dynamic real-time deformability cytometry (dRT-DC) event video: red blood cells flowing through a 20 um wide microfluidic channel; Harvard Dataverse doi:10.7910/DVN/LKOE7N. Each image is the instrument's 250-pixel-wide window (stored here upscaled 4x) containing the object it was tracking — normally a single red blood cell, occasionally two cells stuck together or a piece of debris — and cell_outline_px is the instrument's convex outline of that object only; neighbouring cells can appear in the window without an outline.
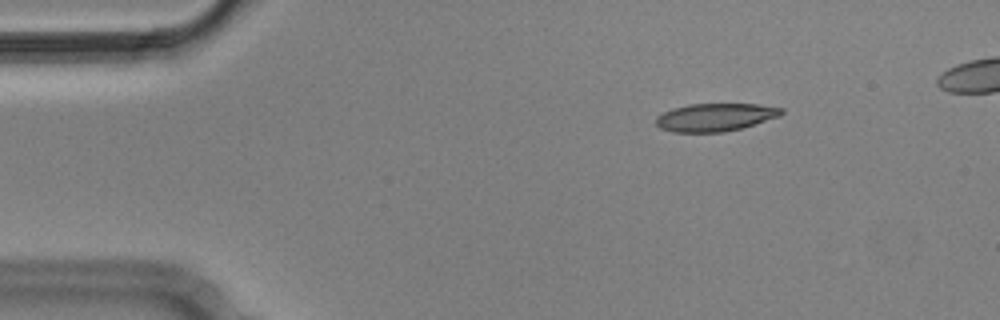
{"species": "Egyptian fruit bat (a non-hibernating species)", "species_latin": "Rousettus aegyptiacus", "temperature_condition": "cold", "stored_images_in_passage": 4, "camera_frame_rate_fps": 3000, "um_per_image_px": 0.085, "animal": {"sex": "male"}, "frame": {"image": 1, "passage_image": 1, "time_ms": 0.0, "image_size_px": [1000, 320], "cell_outline_px": [[784, 112], [780, 116], [740, 128], [724, 132], [672, 132], [660, 128], [656, 124], [656, 116], [672, 108], [688, 104], [760, 104], [784, 108]], "centroid_in_image_um": [60.79, 9.96], "position_along_channel_um": 24.2, "area_um2": 20.4}}